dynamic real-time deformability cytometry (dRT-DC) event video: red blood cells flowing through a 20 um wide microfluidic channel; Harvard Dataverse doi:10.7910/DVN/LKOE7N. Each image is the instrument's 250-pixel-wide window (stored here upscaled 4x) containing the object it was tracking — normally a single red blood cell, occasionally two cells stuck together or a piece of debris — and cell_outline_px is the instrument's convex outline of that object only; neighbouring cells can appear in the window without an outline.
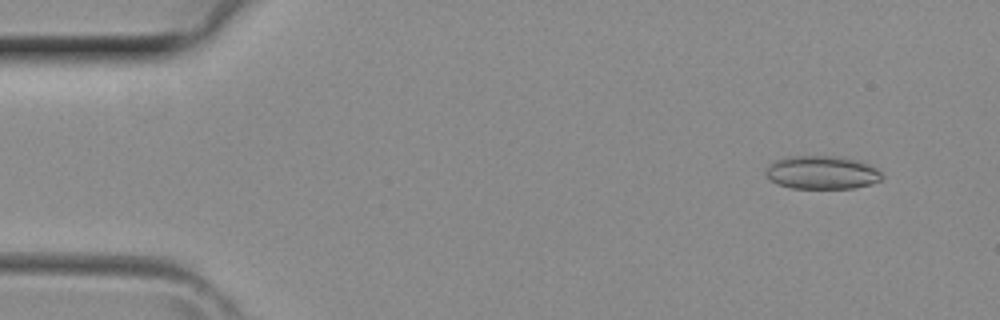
{"species": "common noctule bat (a hibernating species)", "species_latin": "Nyctalus noctula", "temperature_condition": "room temperature", "stored_images_in_passage": 3, "camera_frame_rate_fps": 3000, "um_per_image_px": 0.085, "animal": {"sex": "female", "body_mass_g": 29.2, "forearm_length_mm": 56.3}, "frame": {"image": 1, "passage_image": 1, "time_ms": 0.0, "image_size_px": [1000, 320], "cell_outline_px": [[884, 176], [880, 180], [868, 184], [852, 188], [792, 188], [776, 184], [764, 172], [764, 168], [768, 164], [784, 156], [836, 156], [856, 160], [868, 164], [876, 168]], "centroid_in_image_um": [69.81, 14.65], "position_along_channel_um": 15.2, "area_um2": 22.54}}